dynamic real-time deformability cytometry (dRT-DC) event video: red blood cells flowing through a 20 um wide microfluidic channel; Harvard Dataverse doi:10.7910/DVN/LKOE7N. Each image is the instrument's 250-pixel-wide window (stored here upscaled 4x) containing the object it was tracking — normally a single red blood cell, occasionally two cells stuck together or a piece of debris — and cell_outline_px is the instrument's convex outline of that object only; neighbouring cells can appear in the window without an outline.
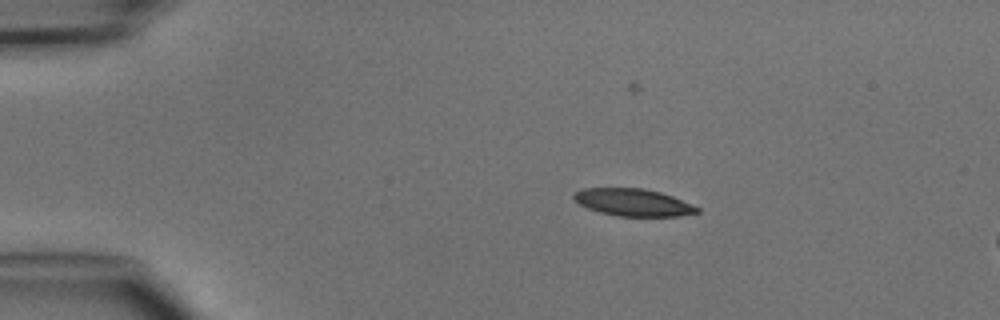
{"species": "common noctule bat (a hibernating species)", "species_latin": "Nyctalus noctula", "temperature_condition": "cold", "stored_images_in_passage": 3, "camera_frame_rate_fps": 3000, "um_per_image_px": 0.085, "animal": {"sex": "male", "body_mass_g": 15.6}, "frame": {"image": 1, "passage_image": 1, "time_ms": 0.0, "image_size_px": [1000, 320], "cell_outline_px": [[700, 212], [680, 216], [616, 216], [600, 212], [588, 208], [580, 204], [572, 196], [576, 192], [584, 188], [644, 188], [660, 192], [672, 196], [700, 208]], "centroid_in_image_um": [53.84, 17.2], "position_along_channel_um": 31.2, "area_um2": 19.48}}